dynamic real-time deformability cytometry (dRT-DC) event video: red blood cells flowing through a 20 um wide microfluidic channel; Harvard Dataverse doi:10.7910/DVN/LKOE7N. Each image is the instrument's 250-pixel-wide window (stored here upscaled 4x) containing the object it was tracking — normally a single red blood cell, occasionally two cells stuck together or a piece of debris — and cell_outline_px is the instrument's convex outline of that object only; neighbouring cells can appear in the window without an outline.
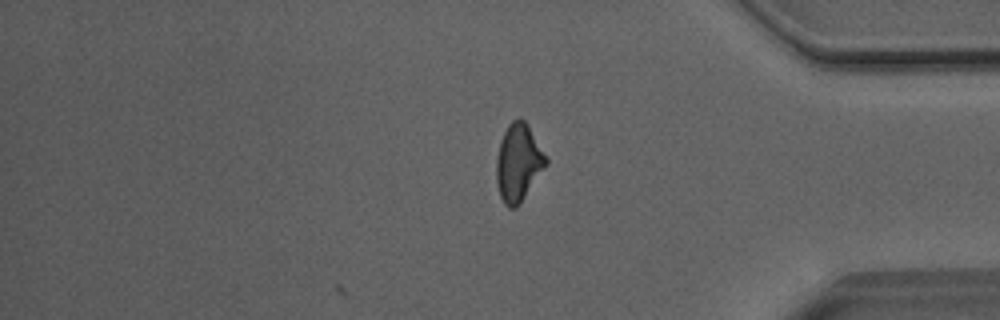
{"species": "Egyptian fruit bat (a non-hibernating species)", "species_latin": "Rousettus aegyptiacus", "temperature_condition": "room temperature", "stored_images_in_passage": 29, "camera_frame_rate_fps": 3000, "um_per_image_px": 0.085, "animal": {"sex": "male"}, "frame": {"image": 1, "passage_image": 29, "time_ms": 9.333, "image_size_px": [1000, 320], "cell_outline_px": [[548, 164], [516, 208], [508, 208], [504, 204], [500, 196], [496, 180], [496, 156], [500, 140], [508, 124], [512, 120], [524, 120], [528, 124], [548, 160]], "centroid_in_image_um": [44.05, 13.83], "position_along_channel_um": 391.2, "area_um2": 22.31}, "authors_computed_cell_mechanics": {"area_um2": 22.0796, "velocity_mm_per_s": 4.0804, "shape_relaxation_time_tau1_ms": 8.6078, "shape_relaxation_time_tau2_ms": 1.9937, "deformation_change_tau1": 0.2045, "deformation_change_tau2": 0.1035}}